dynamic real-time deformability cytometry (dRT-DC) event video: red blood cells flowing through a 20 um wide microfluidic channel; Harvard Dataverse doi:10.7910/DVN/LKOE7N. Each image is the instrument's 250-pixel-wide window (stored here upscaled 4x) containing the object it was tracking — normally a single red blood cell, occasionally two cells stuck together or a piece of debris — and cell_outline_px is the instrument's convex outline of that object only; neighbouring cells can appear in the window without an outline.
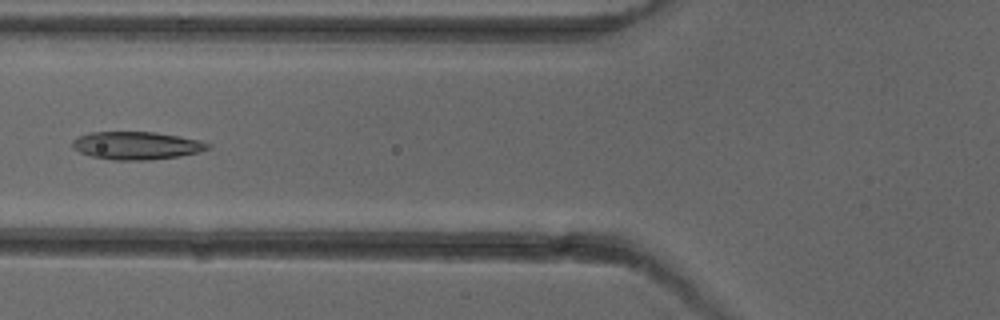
{"species": "common noctule bat (a hibernating species)", "species_latin": "Nyctalus noctula", "temperature_condition": "cold", "stored_images_in_passage": 5, "camera_frame_rate_fps": 3000, "um_per_image_px": 0.085, "animal": {"sex": "female"}, "frame": {"image": 1, "passage_image": 4, "time_ms": 3.667, "image_size_px": [1000, 320], "cell_outline_px": [[212, 148], [200, 152], [180, 156], [148, 160], [112, 160], [92, 156], [80, 152], [72, 148], [72, 140], [88, 132], [156, 132], [180, 136], [200, 140], [212, 144]], "centroid_in_image_um": [11.65, 12.37], "position_along_channel_um": 114.1, "area_um2": 22.2}}
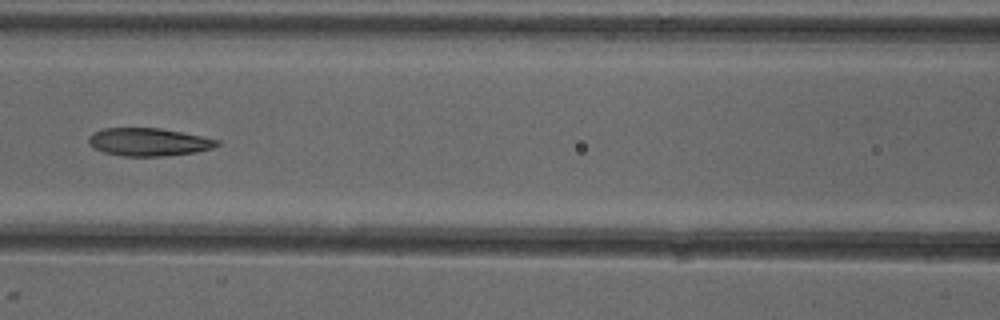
{"frame": {"image": 2, "passage_image": 5, "time_ms": 4.667, "image_size_px": [1000, 320], "cell_outline_px": [[220, 144], [212, 148], [196, 152], [164, 156], [124, 156], [104, 152], [92, 148], [88, 144], [88, 136], [92, 132], [104, 128], [160, 128], [220, 140]], "centroid_in_image_um": [12.59, 12.07], "position_along_channel_um": 154.0, "area_um2": 20.92}}